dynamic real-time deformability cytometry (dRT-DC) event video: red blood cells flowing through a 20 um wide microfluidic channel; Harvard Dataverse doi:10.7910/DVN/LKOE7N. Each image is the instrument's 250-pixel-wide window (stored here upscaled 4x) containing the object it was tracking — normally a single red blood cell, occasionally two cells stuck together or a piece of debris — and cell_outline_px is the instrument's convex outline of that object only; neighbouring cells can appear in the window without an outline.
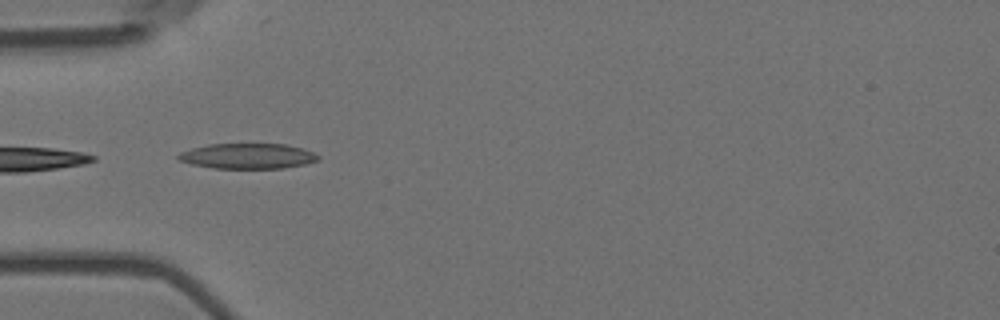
{"species": "Egyptian fruit bat (a non-hibernating species)", "species_latin": "Rousettus aegyptiacus", "temperature_condition": "room temperature", "stored_images_in_passage": 6, "camera_frame_rate_fps": 3000, "um_per_image_px": 0.085, "animal": {"sex": "female"}, "frame": {"image": 1, "passage_image": 5, "time_ms": 1.333, "image_size_px": [1000, 320], "cell_outline_px": [[320, 160], [304, 164], [284, 168], [212, 168], [192, 164], [180, 160], [176, 156], [180, 152], [192, 148], [208, 144], [284, 144], [300, 148], [312, 152], [320, 156]], "centroid_in_image_um": [21.05, 13.27], "position_along_channel_um": 64.0, "area_um2": 20.52}}
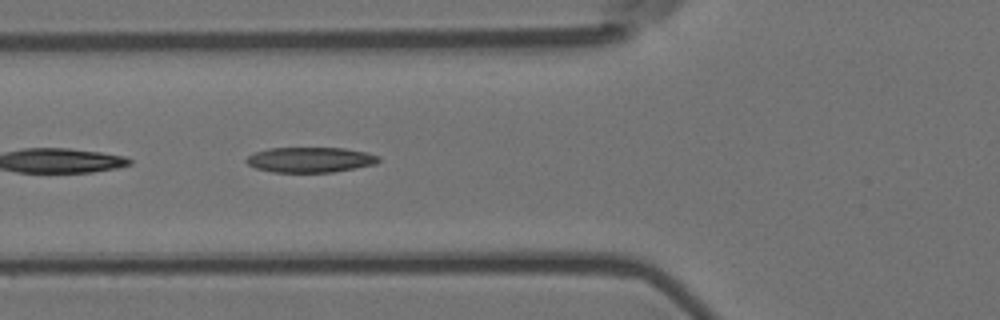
{"frame": {"image": 2, "passage_image": 6, "time_ms": 1.667, "image_size_px": [1000, 320], "cell_outline_px": [[380, 160], [376, 164], [332, 172], [272, 172], [256, 168], [248, 164], [244, 160], [248, 156], [256, 152], [268, 148], [344, 148], [368, 152], [380, 156]], "centroid_in_image_um": [26.39, 13.57], "position_along_channel_um": 99.4, "area_um2": 19.48}}